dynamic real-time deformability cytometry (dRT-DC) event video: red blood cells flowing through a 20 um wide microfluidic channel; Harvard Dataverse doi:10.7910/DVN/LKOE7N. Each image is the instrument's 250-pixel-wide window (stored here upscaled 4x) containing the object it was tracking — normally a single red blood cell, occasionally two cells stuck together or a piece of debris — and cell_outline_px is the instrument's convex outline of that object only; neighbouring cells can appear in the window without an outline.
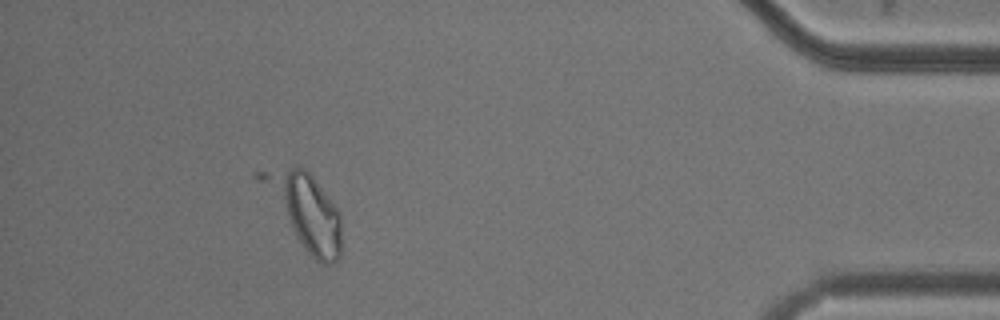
{"species": "common noctule bat (a hibernating species)", "species_latin": "Nyctalus noctula", "temperature_condition": "cold", "stored_images_in_passage": 46, "segment_of_instrument_passage": [2, 2], "camera_frame_rate_fps": 3000, "um_per_image_px": 0.085, "animal": {"sex": "male", "body_mass_g": 20.5, "forearm_length_mm": 52.5}, "frame": {"image": 1, "passage_image": 46, "time_ms": 15.0, "image_size_px": [1000, 320], "cell_outline_px": [[340, 256], [332, 264], [320, 264], [304, 248], [252, 176], [252, 172], [292, 164], [304, 168], [312, 176], [340, 212]], "centroid_in_image_um": [25.83, 17.82], "position_along_channel_um": 409.4, "area_um2": 35.03}}